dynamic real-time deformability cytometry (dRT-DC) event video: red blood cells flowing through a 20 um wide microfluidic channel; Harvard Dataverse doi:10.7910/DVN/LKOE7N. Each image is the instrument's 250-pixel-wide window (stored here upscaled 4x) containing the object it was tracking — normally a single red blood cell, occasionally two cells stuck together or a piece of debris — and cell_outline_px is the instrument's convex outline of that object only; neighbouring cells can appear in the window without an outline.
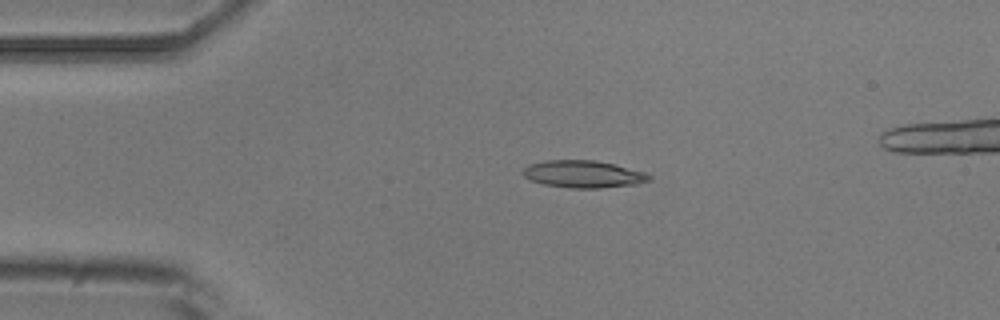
{"species": "common noctule bat (a hibernating species)", "species_latin": "Nyctalus noctula", "temperature_condition": "room temperature", "stored_images_in_passage": 4, "camera_frame_rate_fps": 3000, "um_per_image_px": 0.085, "animal": {"sex": "male", "body_mass_g": 20.5, "forearm_length_mm": 52.5}, "frame": {"image": 1, "passage_image": 3, "time_ms": 2.333, "image_size_px": [1000, 320], "cell_outline_px": [[652, 180], [640, 184], [600, 188], [568, 188], [544, 184], [528, 180], [524, 176], [524, 168], [528, 164], [544, 160], [596, 160], [616, 164], [644, 172], [652, 176]], "centroid_in_image_um": [49.61, 14.8], "position_along_channel_um": 35.4, "area_um2": 20.35}}